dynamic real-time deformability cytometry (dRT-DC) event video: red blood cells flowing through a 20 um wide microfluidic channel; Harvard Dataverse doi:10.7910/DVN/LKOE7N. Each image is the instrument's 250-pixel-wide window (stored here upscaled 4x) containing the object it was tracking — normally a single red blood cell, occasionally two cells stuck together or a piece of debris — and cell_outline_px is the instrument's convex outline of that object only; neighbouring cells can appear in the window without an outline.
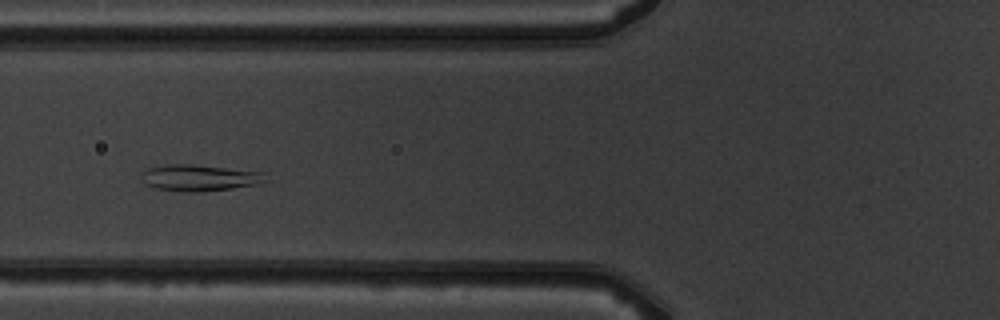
{"species": "common noctule bat (a hibernating species)", "species_latin": "Nyctalus noctula", "temperature_condition": "warm", "stored_images_in_passage": 7, "camera_frame_rate_fps": 3000, "um_per_image_px": 0.085, "animal": {"sex": "male", "body_mass_g": 19.5, "forearm_length_mm": 54.6}, "frame": {"image": 1, "passage_image": 3, "time_ms": 3.0, "image_size_px": [1000, 320], "cell_outline_px": [[260, 184], [232, 188], [200, 192], [184, 192], [156, 188], [144, 184], [144, 172], [148, 168], [164, 164], [192, 164], [260, 172]], "centroid_in_image_um": [16.85, 15.12], "position_along_channel_um": 109.0, "area_um2": 18.5}}
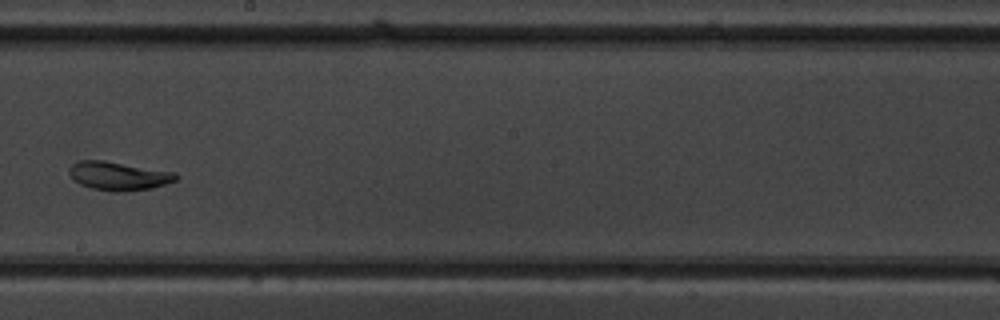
{"frame": {"image": 2, "passage_image": 6, "time_ms": 6.333, "image_size_px": [1000, 320], "cell_outline_px": [[180, 176], [176, 180], [152, 188], [124, 192], [116, 192], [92, 188], [80, 184], [72, 180], [68, 172], [68, 168], [72, 164], [80, 160], [104, 160], [176, 172]], "centroid_in_image_um": [10.06, 14.95], "position_along_channel_um": 238.1, "area_um2": 17.98}}
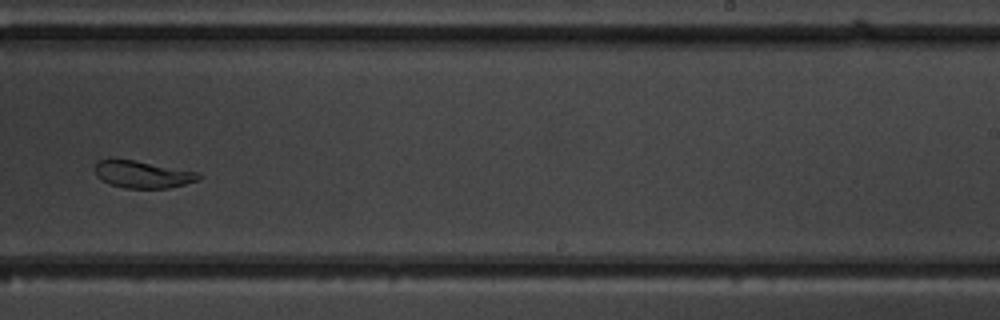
{"frame": {"image": 3, "passage_image": 7, "time_ms": 7.333, "image_size_px": [1000, 320], "cell_outline_px": [[204, 176], [200, 180], [168, 188], [124, 188], [112, 184], [96, 176], [92, 168], [96, 160], [136, 160], [200, 172]], "centroid_in_image_um": [12.16, 14.82], "position_along_channel_um": 276.8, "area_um2": 16.59}}